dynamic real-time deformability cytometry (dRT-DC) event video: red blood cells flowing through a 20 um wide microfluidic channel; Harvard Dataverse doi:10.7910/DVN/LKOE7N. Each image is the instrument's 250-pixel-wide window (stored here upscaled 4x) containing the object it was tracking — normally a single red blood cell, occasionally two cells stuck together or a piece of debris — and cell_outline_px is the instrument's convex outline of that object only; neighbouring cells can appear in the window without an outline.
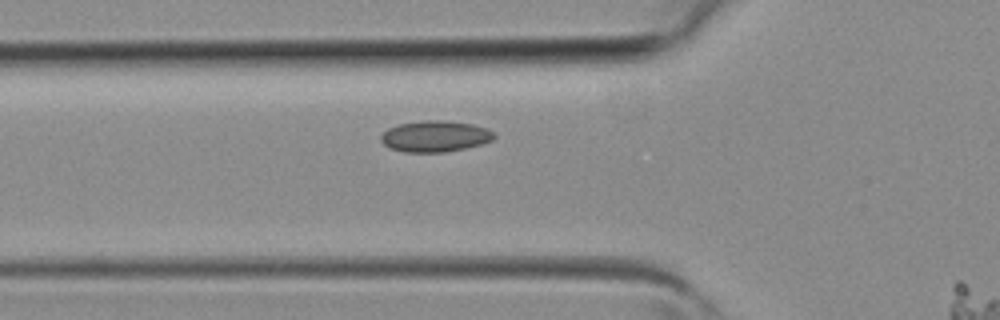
{"species": "common noctule bat (a hibernating species)", "species_latin": "Nyctalus noctula", "temperature_condition": "room temperature", "stored_images_in_passage": 6, "segment_of_instrument_passage": [1, 2], "camera_frame_rate_fps": 3000, "um_per_image_px": 0.085, "animal": {"sex": "female", "body_mass_g": 19.3, "forearm_length_mm": 54.1}, "frame": {"image": 1, "passage_image": 5, "time_ms": 1.333, "image_size_px": [1000, 320], "cell_outline_px": [[496, 136], [492, 140], [480, 144], [464, 148], [444, 152], [404, 152], [388, 148], [380, 140], [380, 136], [388, 128], [400, 124], [424, 120], [444, 120], [472, 124], [496, 132]], "centroid_in_image_um": [36.96, 11.58], "position_along_channel_um": 88.8, "area_um2": 20.52}}